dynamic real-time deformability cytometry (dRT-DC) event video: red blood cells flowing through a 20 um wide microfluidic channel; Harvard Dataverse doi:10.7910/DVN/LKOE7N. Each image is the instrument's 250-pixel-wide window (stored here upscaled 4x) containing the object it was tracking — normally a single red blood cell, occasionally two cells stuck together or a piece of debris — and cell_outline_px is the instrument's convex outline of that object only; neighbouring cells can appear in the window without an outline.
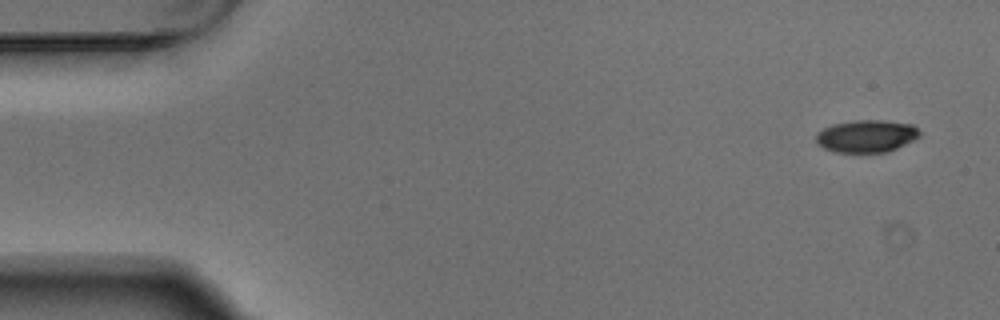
{"species": "Egyptian fruit bat (a non-hibernating species)", "species_latin": "Rousettus aegyptiacus", "temperature_condition": "warm", "stored_images_in_passage": 5, "camera_frame_rate_fps": 3000, "um_per_image_px": 0.085, "animal": {"sex": "male"}, "frame": {"image": 1, "passage_image": 1, "time_ms": 0.0, "image_size_px": [1000, 320], "cell_outline_px": [[920, 136], [888, 152], [836, 152], [824, 148], [816, 144], [816, 132], [832, 124], [856, 120], [884, 120], [912, 124], [920, 132]], "centroid_in_image_um": [73.62, 11.56], "position_along_channel_um": 11.4, "area_um2": 19.54}}
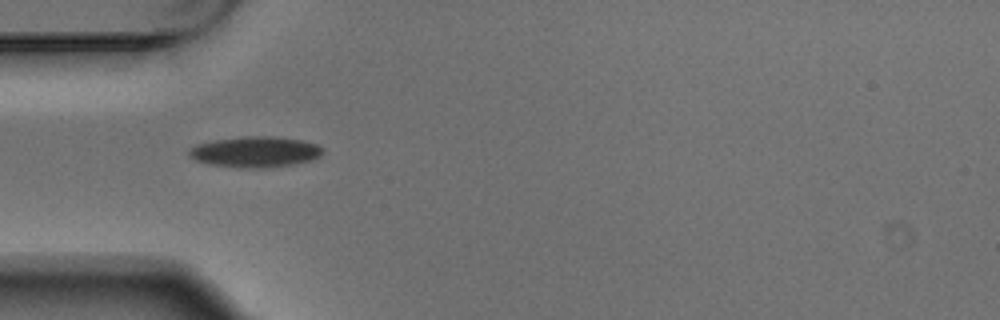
{"frame": {"image": 2, "passage_image": 5, "time_ms": 1.333, "image_size_px": [1000, 320], "cell_outline_px": [[324, 152], [320, 156], [312, 160], [292, 164], [264, 168], [240, 168], [212, 164], [196, 160], [188, 156], [188, 152], [196, 144], [216, 140], [244, 136], [272, 136], [300, 140], [316, 144], [324, 148]], "centroid_in_image_um": [21.72, 12.91], "position_along_channel_um": 63.3, "area_um2": 23.87}}